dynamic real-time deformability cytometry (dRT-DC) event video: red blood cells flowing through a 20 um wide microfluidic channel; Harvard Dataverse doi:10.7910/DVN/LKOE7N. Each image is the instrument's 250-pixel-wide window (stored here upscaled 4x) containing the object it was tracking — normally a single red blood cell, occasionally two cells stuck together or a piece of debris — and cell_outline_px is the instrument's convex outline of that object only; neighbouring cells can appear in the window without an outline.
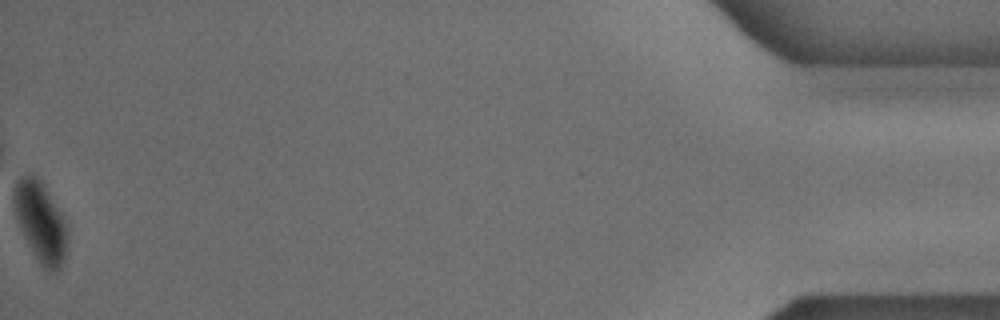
{"species": "common noctule bat (a hibernating species)", "species_latin": "Nyctalus noctula", "temperature_condition": "cold", "stored_images_in_passage": 55, "camera_frame_rate_fps": 3000, "um_per_image_px": 0.085, "animal": {"sex": "male", "body_mass_g": 18.8}, "frame": {"image": 1, "passage_image": 55, "time_ms": 18.0, "image_size_px": [1000, 320], "cell_outline_px": [[68, 252], [60, 268], [56, 272], [44, 272], [28, 244], [16, 216], [12, 200], [12, 196], [16, 184], [20, 176], [32, 172], [40, 180], [68, 224]], "centroid_in_image_um": [3.48, 18.91], "position_along_channel_um": 431.7, "area_um2": 25.37}, "authors_computed_cell_mechanics": {"area_um2": 27.9752, "velocity_mm_per_s": 3.7205, "shape_relaxation_time_tau1_ms": 5.3175, "shape_relaxation_time_tau2_ms": null, "deformation_change_tau1": 0.1038, "deformation_change_tau2": null}}